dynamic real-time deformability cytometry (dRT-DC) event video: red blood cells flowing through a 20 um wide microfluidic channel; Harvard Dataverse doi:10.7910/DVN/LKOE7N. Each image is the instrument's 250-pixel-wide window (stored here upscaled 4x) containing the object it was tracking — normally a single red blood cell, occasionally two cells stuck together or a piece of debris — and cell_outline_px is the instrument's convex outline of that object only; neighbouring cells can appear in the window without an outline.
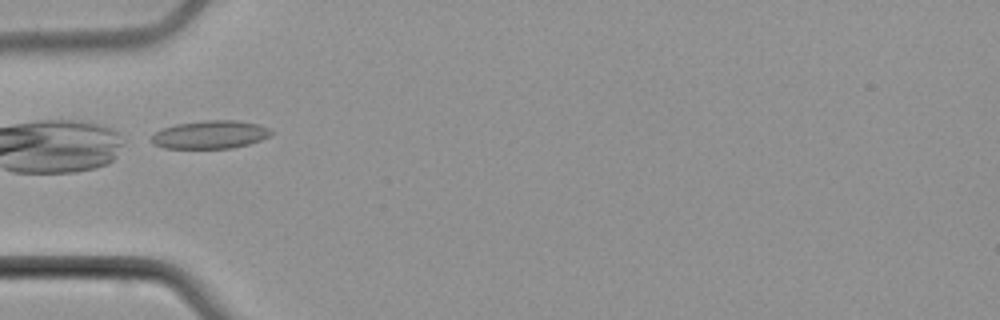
{"species": "common noctule bat (a hibernating species)", "species_latin": "Nyctalus noctula", "temperature_condition": "cold", "stored_images_in_passage": 7, "camera_frame_rate_fps": 3000, "um_per_image_px": 0.085, "animal": {"sex": "male", "body_mass_g": 21.5, "forearm_length_mm": 52.0}, "frame": {"image": 1, "passage_image": 5, "time_ms": 5.667, "image_size_px": [1000, 320], "cell_outline_px": [[272, 132], [268, 136], [260, 140], [248, 144], [232, 148], [164, 148], [152, 144], [152, 136], [160, 128], [176, 124], [204, 120], [236, 120], [260, 124], [268, 128]], "centroid_in_image_um": [17.84, 11.43], "position_along_channel_um": 67.2, "area_um2": 19.59}}
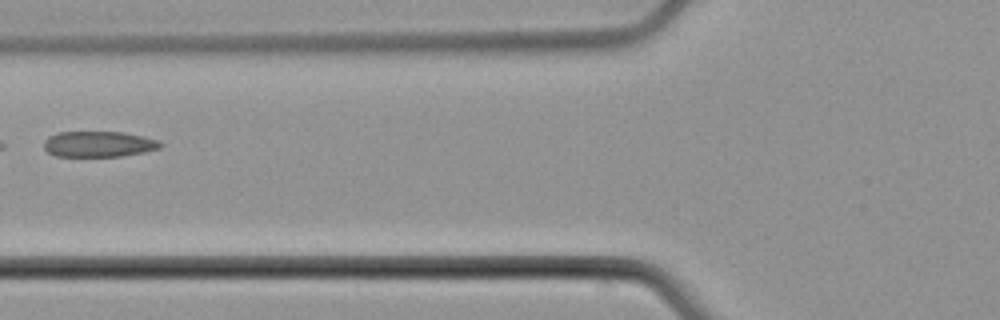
{"frame": {"image": 2, "passage_image": 6, "time_ms": 7.0, "image_size_px": [1000, 320], "cell_outline_px": [[164, 144], [160, 148], [144, 152], [124, 156], [56, 156], [48, 152], [44, 148], [44, 140], [48, 136], [56, 132], [124, 132], [144, 136], [160, 140]], "centroid_in_image_um": [8.42, 12.24], "position_along_channel_um": 117.4, "area_um2": 17.69}}
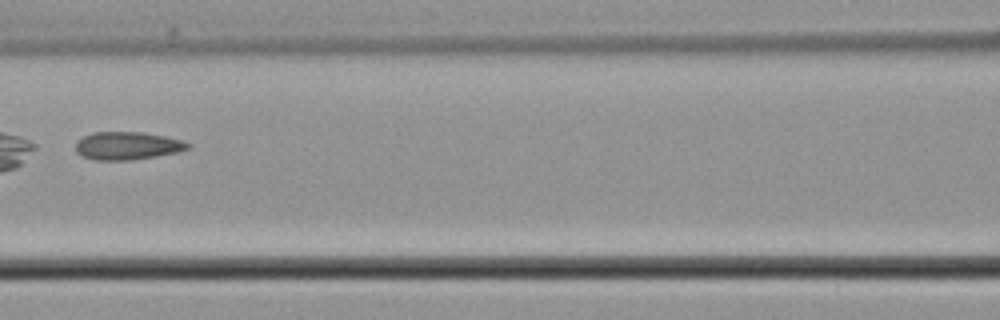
{"frame": {"image": 3, "passage_image": 7, "time_ms": 8.0, "image_size_px": [1000, 320], "cell_outline_px": [[192, 148], [176, 152], [156, 156], [132, 160], [96, 160], [80, 156], [76, 152], [76, 140], [92, 132], [144, 132], [164, 136], [180, 140], [192, 144]], "centroid_in_image_um": [10.81, 12.39], "position_along_channel_um": 155.8, "area_um2": 18.38}}